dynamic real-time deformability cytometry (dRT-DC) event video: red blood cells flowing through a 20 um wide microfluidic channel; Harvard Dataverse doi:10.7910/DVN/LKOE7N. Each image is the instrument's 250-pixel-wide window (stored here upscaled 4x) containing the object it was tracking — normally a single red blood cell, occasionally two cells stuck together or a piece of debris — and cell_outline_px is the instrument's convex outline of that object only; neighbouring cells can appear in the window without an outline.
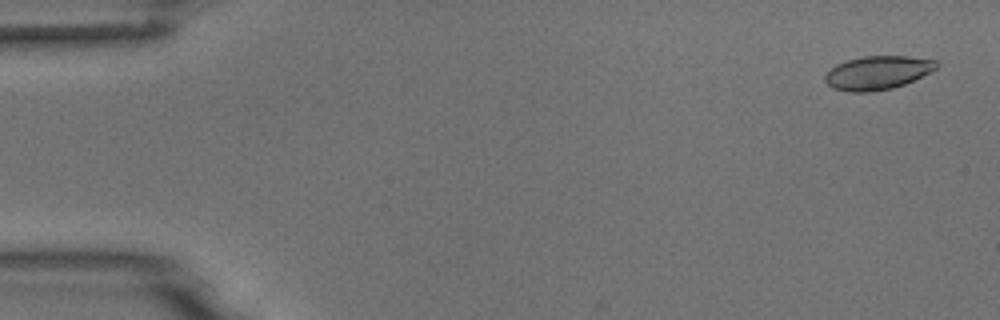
{"species": "common noctule bat (a hibernating species)", "species_latin": "Nyctalus noctula", "temperature_condition": "room temperature", "stored_images_in_passage": 7, "camera_frame_rate_fps": 3000, "um_per_image_px": 0.085, "animal": {"sex": "male", "body_mass_g": 18.8}, "frame": {"image": 1, "passage_image": 1, "time_ms": 0.0, "image_size_px": [1000, 320], "cell_outline_px": [[940, 64], [936, 68], [904, 84], [892, 88], [872, 92], [848, 92], [832, 88], [824, 80], [824, 76], [836, 64], [848, 60], [864, 56], [908, 56], [936, 60]], "centroid_in_image_um": [74.57, 6.18], "position_along_channel_um": 10.4, "area_um2": 21.68}}
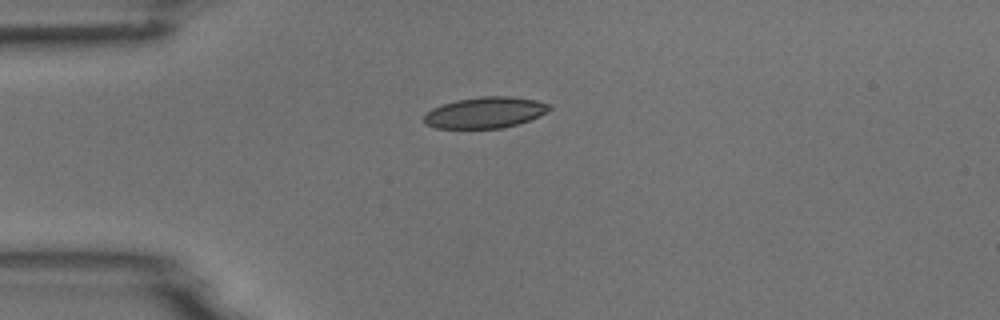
{"frame": {"image": 2, "passage_image": 4, "time_ms": 3.667, "image_size_px": [1000, 320], "cell_outline_px": [[552, 108], [528, 120], [504, 128], [436, 128], [428, 124], [424, 120], [424, 116], [432, 108], [456, 100], [480, 96], [512, 96], [536, 100], [552, 104]], "centroid_in_image_um": [41.25, 9.55], "position_along_channel_um": 43.7, "area_um2": 22.48}}